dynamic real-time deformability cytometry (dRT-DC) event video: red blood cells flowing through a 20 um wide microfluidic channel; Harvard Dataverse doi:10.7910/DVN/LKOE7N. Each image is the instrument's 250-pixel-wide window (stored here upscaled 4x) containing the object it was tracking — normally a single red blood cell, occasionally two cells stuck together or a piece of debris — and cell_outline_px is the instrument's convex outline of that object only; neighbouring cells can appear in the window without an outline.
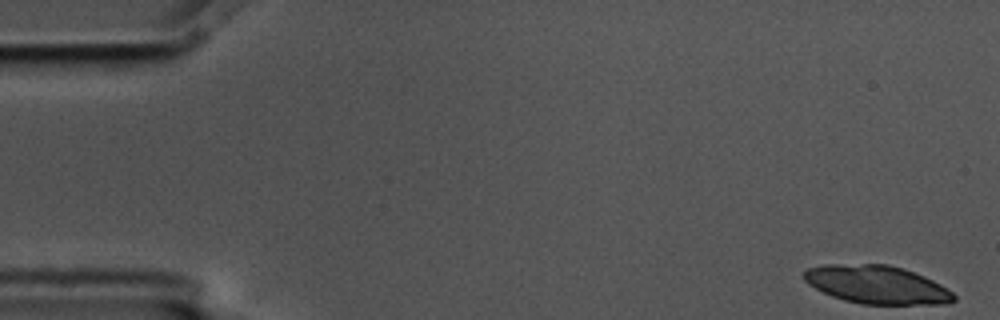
{"species": "common noctule bat (a hibernating species)", "species_latin": "Nyctalus noctula", "temperature_condition": "cold", "stored_images_in_passage": 6, "camera_frame_rate_fps": 3000, "um_per_image_px": 0.085, "animal": {"sex": "male", "body_mass_g": 17.5, "forearm_length_mm": 52.3}, "frame": {"image": 1, "passage_image": 1, "time_ms": 0.0, "image_size_px": [1000, 320], "cell_outline_px": [[956, 300], [944, 304], [864, 304], [844, 300], [832, 296], [808, 284], [804, 280], [804, 272], [808, 268], [824, 264], [888, 264], [904, 268], [924, 276], [940, 284], [952, 292], [956, 296]], "centroid_in_image_um": [74.54, 24.19], "position_along_channel_um": 10.5, "area_um2": 33.29}}